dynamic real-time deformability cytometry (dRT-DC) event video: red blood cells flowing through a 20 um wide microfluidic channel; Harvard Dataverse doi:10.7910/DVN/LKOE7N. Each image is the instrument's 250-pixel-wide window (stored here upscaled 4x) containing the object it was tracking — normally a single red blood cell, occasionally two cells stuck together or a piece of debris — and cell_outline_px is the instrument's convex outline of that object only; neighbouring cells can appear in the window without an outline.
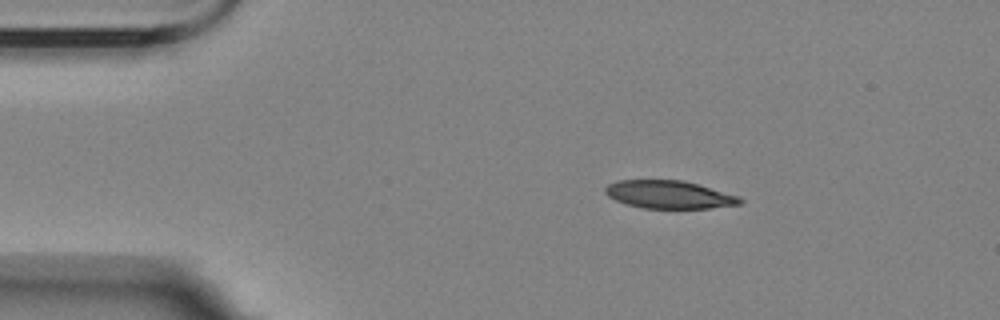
{"species": "Egyptian fruit bat (a non-hibernating species)", "species_latin": "Rousettus aegyptiacus", "temperature_condition": "room temperature", "stored_images_in_passage": 48, "camera_frame_rate_fps": 3000, "um_per_image_px": 0.085, "animal": {"sex": "female"}, "frame": {"image": 1, "passage_image": 1, "time_ms": 0.0, "image_size_px": [1000, 320], "cell_outline_px": [[744, 200], [740, 204], [708, 208], [644, 208], [628, 204], [616, 200], [608, 196], [604, 192], [604, 188], [608, 184], [620, 180], [684, 180], [740, 196]], "centroid_in_image_um": [56.89, 16.53], "position_along_channel_um": 28.1, "area_um2": 21.85}}
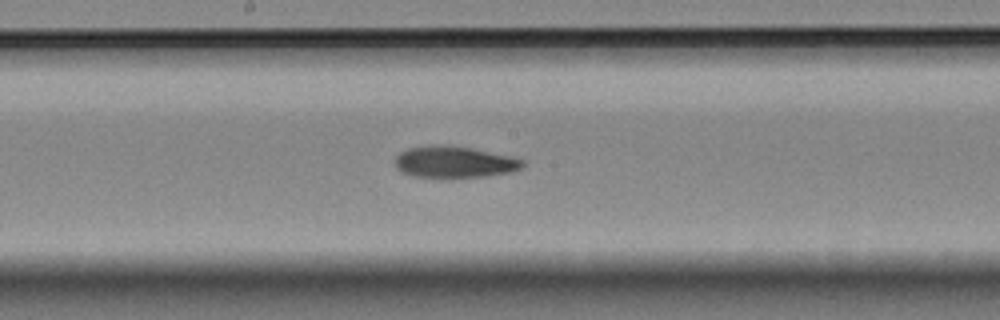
{"frame": {"image": 2, "passage_image": 21, "time_ms": 6.667, "image_size_px": [1000, 320], "cell_outline_px": [[524, 164], [520, 168], [512, 172], [484, 176], [412, 176], [396, 168], [396, 156], [400, 152], [408, 148], [436, 144], [468, 148], [512, 156], [524, 160]], "centroid_in_image_um": [38.62, 13.75], "position_along_channel_um": 209.6, "area_um2": 22.83}}
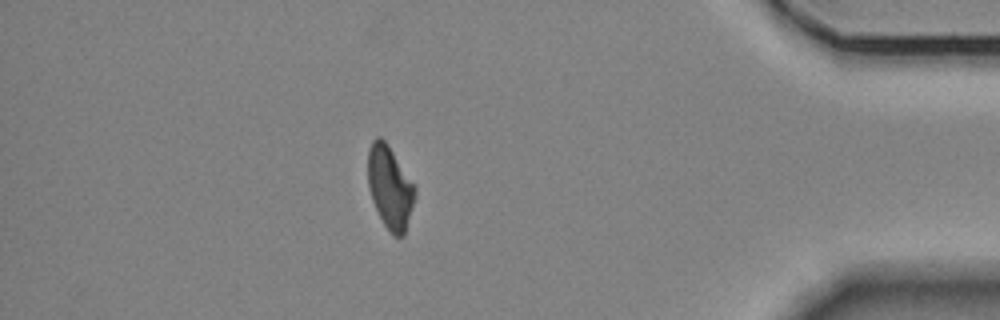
{"frame": {"image": 3, "passage_image": 41, "time_ms": 13.333, "image_size_px": [1000, 320], "cell_outline_px": [[416, 196], [404, 236], [392, 236], [384, 224], [372, 200], [368, 184], [368, 148], [372, 140], [376, 136], [380, 136], [388, 144], [416, 188]], "centroid_in_image_um": [33.14, 15.92], "position_along_channel_um": 402.1, "area_um2": 22.66}, "authors_computed_cell_mechanics": {"area_um2": 23.409, "velocity_mm_per_s": 3.5019, "shape_relaxation_time_tau1_ms": null, "shape_relaxation_time_tau2_ms": 4.2699, "deformation_change_tau1": null, "deformation_change_tau2": 0.1119}}